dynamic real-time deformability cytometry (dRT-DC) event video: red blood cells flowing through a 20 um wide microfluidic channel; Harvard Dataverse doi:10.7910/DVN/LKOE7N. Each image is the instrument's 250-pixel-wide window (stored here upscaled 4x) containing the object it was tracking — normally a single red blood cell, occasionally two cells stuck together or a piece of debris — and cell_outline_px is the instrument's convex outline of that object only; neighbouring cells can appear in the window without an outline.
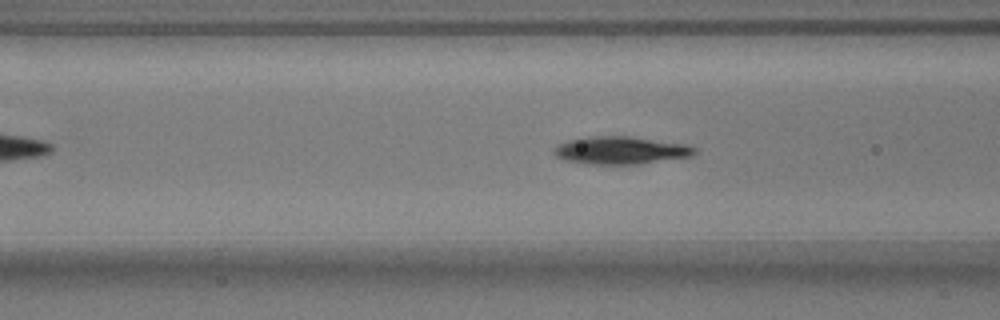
{"species": "common noctule bat (a hibernating species)", "species_latin": "Nyctalus noctula", "temperature_condition": "warm", "stored_images_in_passage": 51, "camera_frame_rate_fps": 3000, "um_per_image_px": 0.085, "animal": {"sex": "male", "body_mass_g": 17.9}, "frame": {"image": 1, "passage_image": 16, "time_ms": 5.0, "image_size_px": [1000, 320], "cell_outline_px": [[696, 152], [692, 156], [640, 164], [596, 164], [568, 160], [556, 156], [552, 152], [552, 148], [568, 140], [592, 136], [632, 136], [688, 144], [696, 148]], "centroid_in_image_um": [52.81, 12.76], "position_along_channel_um": 113.8, "area_um2": 22.66}}
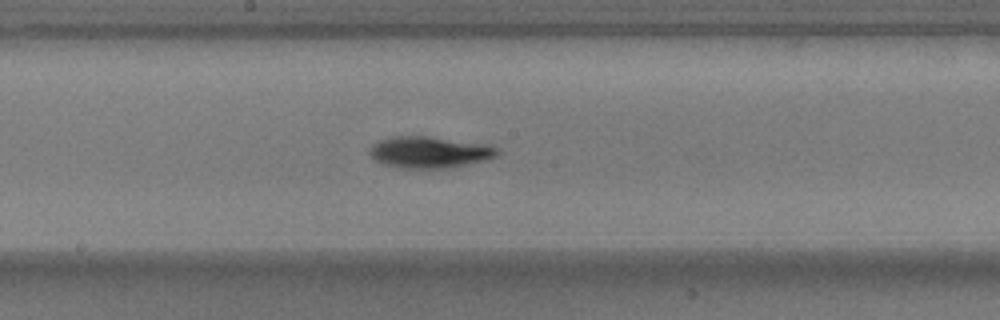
{"frame": {"image": 2, "passage_image": 24, "time_ms": 7.667, "image_size_px": [1000, 320], "cell_outline_px": [[500, 152], [496, 156], [448, 168], [400, 168], [384, 164], [376, 160], [368, 152], [372, 144], [380, 140], [396, 136], [428, 136], [488, 144], [500, 148]], "centroid_in_image_um": [36.5, 12.92], "position_along_channel_um": 211.7, "area_um2": 23.24}}
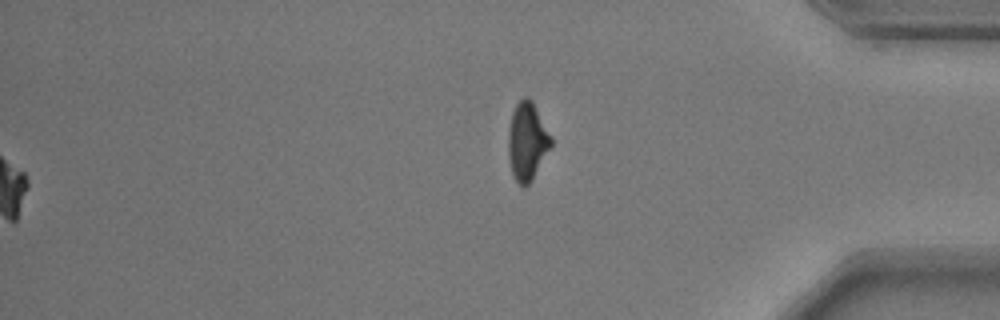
{"frame": {"image": 3, "passage_image": 51, "time_ms": 16.667, "image_size_px": [1000, 320], "cell_outline_px": [[552, 144], [528, 184], [520, 184], [516, 180], [512, 172], [508, 156], [508, 132], [512, 112], [516, 104], [524, 96], [528, 96], [532, 100], [552, 136]], "centroid_in_image_um": [44.8, 11.93], "position_along_channel_um": 390.4, "area_um2": 19.07}, "authors_computed_cell_mechanics": {"area_um2": 21.3282, "velocity_mm_per_s": 3.6771, "shape_relaxation_time_tau1_ms": 2.431, "shape_relaxation_time_tau2_ms": 4.7979, "deformation_change_tau1": 0.1129, "deformation_change_tau2": 0.0646}}